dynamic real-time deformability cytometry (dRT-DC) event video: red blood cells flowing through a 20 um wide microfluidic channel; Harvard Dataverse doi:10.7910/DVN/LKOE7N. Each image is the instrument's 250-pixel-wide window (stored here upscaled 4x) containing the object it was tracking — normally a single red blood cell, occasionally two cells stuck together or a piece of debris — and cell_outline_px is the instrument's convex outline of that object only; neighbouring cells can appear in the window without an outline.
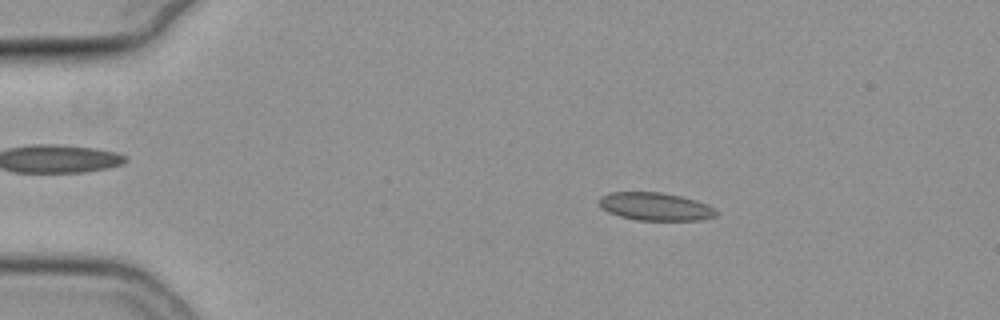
{"species": "common noctule bat (a hibernating species)", "species_latin": "Nyctalus noctula", "temperature_condition": "cold", "stored_images_in_passage": 6, "camera_frame_rate_fps": 3000, "um_per_image_px": 0.085, "animal": {"sex": "female", "body_mass_g": 19.3, "forearm_length_mm": 54.1}, "frame": {"image": 1, "passage_image": 2, "time_ms": 0.333, "image_size_px": [1000, 320], "cell_outline_px": [[716, 216], [704, 220], [636, 220], [620, 216], [604, 208], [600, 204], [600, 196], [612, 192], [660, 192], [680, 196], [696, 200], [708, 204], [716, 208]], "centroid_in_image_um": [55.78, 17.55], "position_along_channel_um": 29.2, "area_um2": 18.9}}